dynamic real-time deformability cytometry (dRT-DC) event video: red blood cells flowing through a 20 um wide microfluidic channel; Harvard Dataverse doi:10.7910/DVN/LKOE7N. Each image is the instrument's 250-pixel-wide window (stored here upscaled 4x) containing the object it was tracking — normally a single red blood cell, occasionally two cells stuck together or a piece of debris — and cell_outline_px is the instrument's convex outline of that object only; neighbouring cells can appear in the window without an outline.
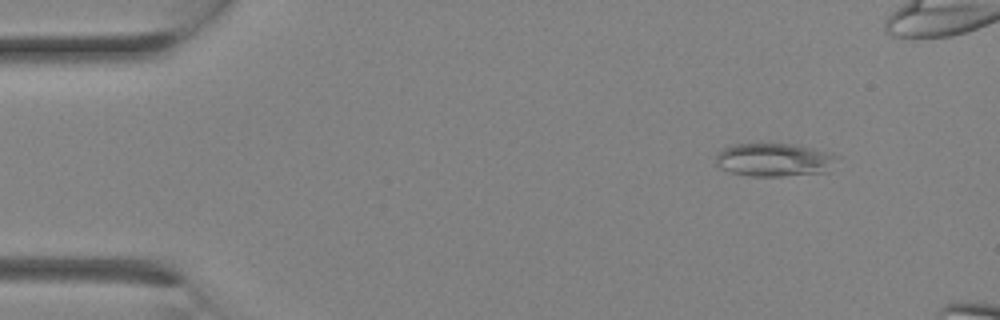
{"species": "Egyptian fruit bat (a non-hibernating species)", "species_latin": "Rousettus aegyptiacus", "temperature_condition": "room temperature", "stored_images_in_passage": 7, "camera_frame_rate_fps": 3000, "um_per_image_px": 0.085, "animal": {"sex": "female"}, "frame": {"image": 1, "passage_image": 2, "time_ms": 0.333, "image_size_px": [1000, 320], "cell_outline_px": [[840, 156], [828, 172], [780, 176], [748, 176], [732, 172], [720, 168], [716, 164], [716, 156], [724, 148], [732, 144], [796, 144], [812, 148]], "centroid_in_image_um": [65.83, 13.59], "position_along_channel_um": 19.2, "area_um2": 23.47}}